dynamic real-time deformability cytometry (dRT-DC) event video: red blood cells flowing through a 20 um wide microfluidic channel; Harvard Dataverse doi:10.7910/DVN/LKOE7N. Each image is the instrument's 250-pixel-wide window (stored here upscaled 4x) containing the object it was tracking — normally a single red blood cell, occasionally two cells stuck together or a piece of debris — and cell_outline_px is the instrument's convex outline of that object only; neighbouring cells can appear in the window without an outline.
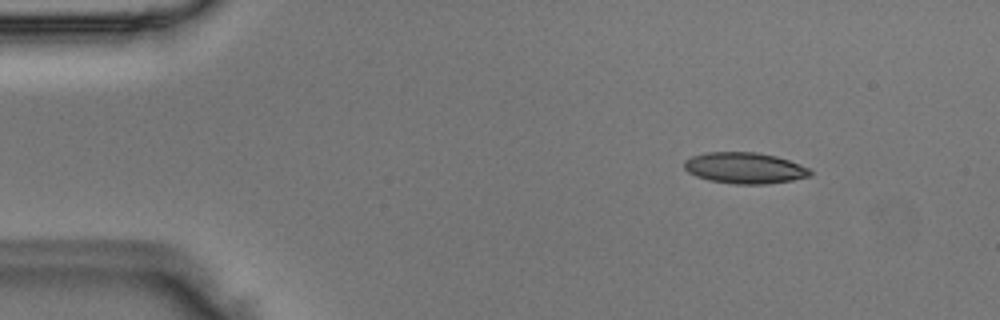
{"species": "Egyptian fruit bat (a non-hibernating species)", "species_latin": "Rousettus aegyptiacus", "temperature_condition": "room temperature", "stored_images_in_passage": 3, "camera_frame_rate_fps": 3000, "um_per_image_px": 0.085, "animal": {"sex": "male"}, "frame": {"image": 1, "passage_image": 1, "time_ms": 0.0, "image_size_px": [1000, 320], "cell_outline_px": [[812, 176], [792, 180], [764, 184], [736, 184], [708, 180], [696, 176], [688, 172], [684, 168], [684, 160], [692, 156], [704, 152], [756, 152], [776, 156], [800, 164], [808, 168], [812, 172]], "centroid_in_image_um": [63.28, 14.27], "position_along_channel_um": 21.7, "area_um2": 22.89}}